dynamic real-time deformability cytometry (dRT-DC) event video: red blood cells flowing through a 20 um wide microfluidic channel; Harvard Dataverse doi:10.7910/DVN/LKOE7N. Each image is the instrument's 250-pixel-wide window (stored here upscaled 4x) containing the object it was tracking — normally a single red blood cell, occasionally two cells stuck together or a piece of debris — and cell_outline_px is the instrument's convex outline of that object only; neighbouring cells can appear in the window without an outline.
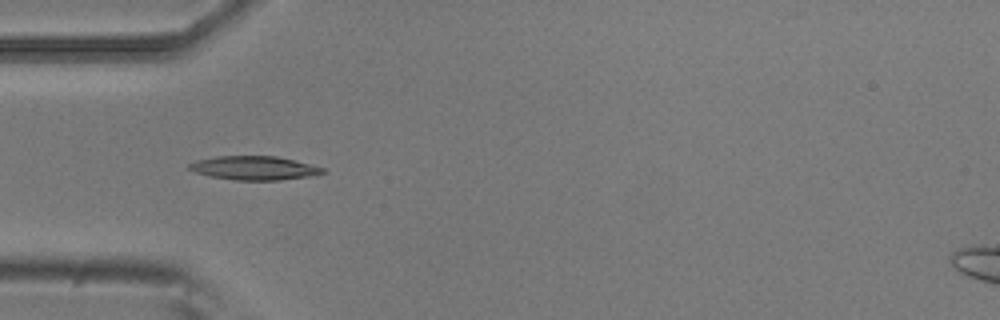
{"species": "common noctule bat (a hibernating species)", "species_latin": "Nyctalus noctula", "temperature_condition": "room temperature", "stored_images_in_passage": 5, "camera_frame_rate_fps": 3000, "um_per_image_px": 0.085, "animal": {"sex": "male", "body_mass_g": 20.5, "forearm_length_mm": 52.5}, "frame": {"image": 1, "passage_image": 3, "time_ms": 0.667, "image_size_px": [1000, 320], "cell_outline_px": [[328, 172], [308, 176], [280, 180], [236, 180], [212, 176], [196, 172], [188, 168], [188, 164], [196, 160], [216, 156], [276, 156], [324, 168]], "centroid_in_image_um": [21.59, 14.27], "position_along_channel_um": 63.4, "area_um2": 18.26}}
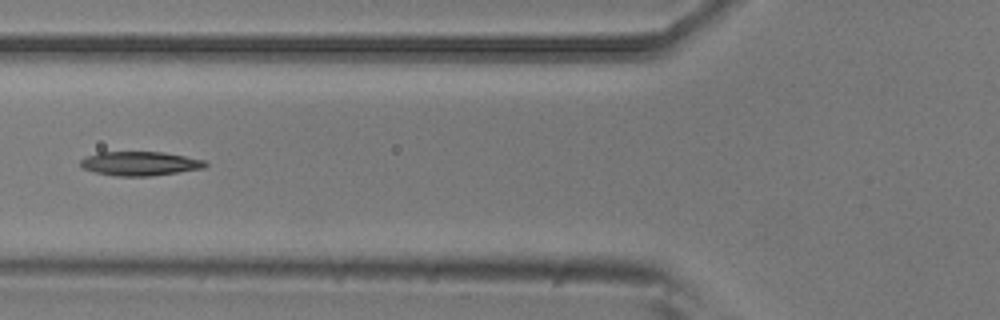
{"frame": {"image": 2, "passage_image": 4, "time_ms": 1.0, "image_size_px": [1000, 320], "cell_outline_px": [[208, 164], [204, 168], [148, 176], [116, 176], [96, 172], [84, 168], [80, 164], [80, 160], [84, 156], [100, 152], [164, 152], [204, 160]], "centroid_in_image_um": [11.87, 13.89], "position_along_channel_um": 113.9, "area_um2": 17.34}}
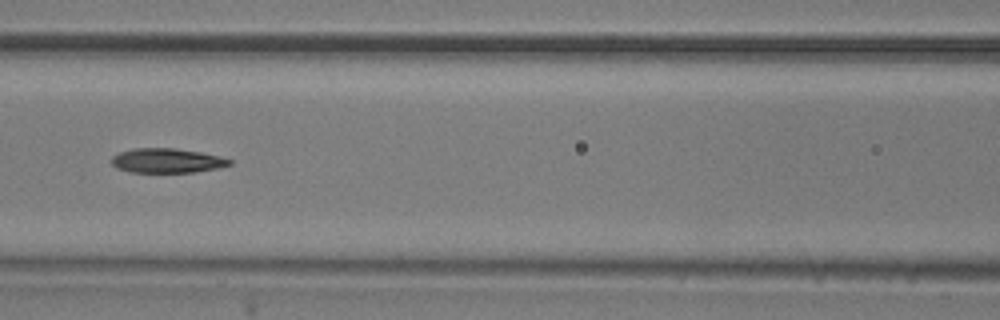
{"frame": {"image": 3, "passage_image": 5, "time_ms": 1.333, "image_size_px": [1000, 320], "cell_outline_px": [[232, 164], [216, 168], [192, 172], [132, 172], [116, 168], [112, 164], [112, 156], [120, 152], [132, 148], [172, 148], [200, 152], [220, 156], [232, 160]], "centroid_in_image_um": [14.17, 13.65], "position_along_channel_um": 152.4, "area_um2": 16.7}}